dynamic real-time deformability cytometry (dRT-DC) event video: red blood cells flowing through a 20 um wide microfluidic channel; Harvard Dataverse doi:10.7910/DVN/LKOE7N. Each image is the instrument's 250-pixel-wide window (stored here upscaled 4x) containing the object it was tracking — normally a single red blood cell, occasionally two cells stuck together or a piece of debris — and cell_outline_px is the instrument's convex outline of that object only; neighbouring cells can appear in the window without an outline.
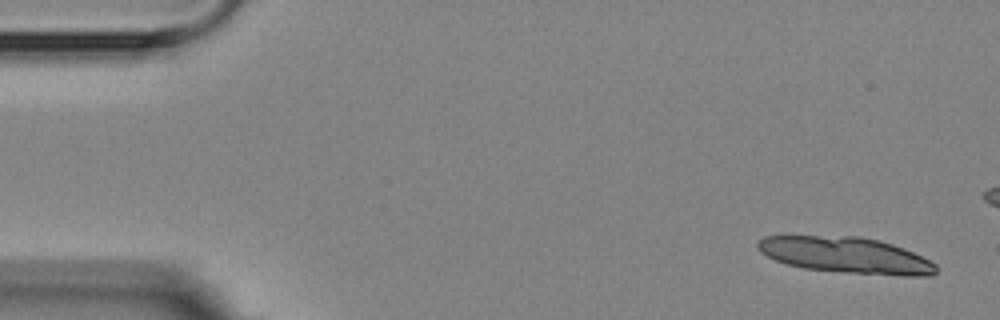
{"species": "Egyptian fruit bat (a non-hibernating species)", "species_latin": "Rousettus aegyptiacus", "temperature_condition": "room temperature", "stored_images_in_passage": 5, "camera_frame_rate_fps": 3000, "um_per_image_px": 0.085, "animal": {"sex": "female"}, "frame": {"image": 1, "passage_image": 1, "time_ms": 0.0, "image_size_px": [1000, 320], "cell_outline_px": [[936, 272], [932, 276], [900, 276], [844, 272], [804, 268], [788, 264], [776, 260], [760, 252], [756, 248], [756, 244], [764, 236], [860, 236], [892, 244], [912, 252], [936, 264]], "centroid_in_image_um": [71.9, 21.69], "position_along_channel_um": 13.1, "area_um2": 37.28}}